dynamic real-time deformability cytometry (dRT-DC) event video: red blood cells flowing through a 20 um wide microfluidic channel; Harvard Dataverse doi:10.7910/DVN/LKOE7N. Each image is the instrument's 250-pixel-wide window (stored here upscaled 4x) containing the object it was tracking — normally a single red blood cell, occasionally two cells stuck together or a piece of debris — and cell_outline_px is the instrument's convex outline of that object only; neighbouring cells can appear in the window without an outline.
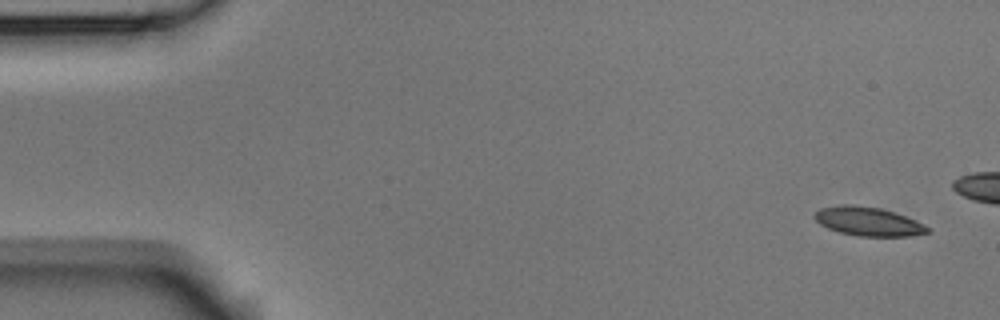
{"species": "Egyptian fruit bat (a non-hibernating species)", "species_latin": "Rousettus aegyptiacus", "temperature_condition": "room temperature", "stored_images_in_passage": 5, "camera_frame_rate_fps": 3000, "um_per_image_px": 0.085, "animal": {"sex": "male"}, "frame": {"image": 1, "passage_image": 1, "time_ms": 0.0, "image_size_px": [1000, 320], "cell_outline_px": [[932, 232], [908, 236], [860, 236], [840, 232], [828, 228], [820, 224], [812, 216], [820, 208], [840, 204], [852, 204], [880, 208], [904, 216], [924, 224]], "centroid_in_image_um": [73.77, 18.82], "position_along_channel_um": 11.2, "area_um2": 18.84}}